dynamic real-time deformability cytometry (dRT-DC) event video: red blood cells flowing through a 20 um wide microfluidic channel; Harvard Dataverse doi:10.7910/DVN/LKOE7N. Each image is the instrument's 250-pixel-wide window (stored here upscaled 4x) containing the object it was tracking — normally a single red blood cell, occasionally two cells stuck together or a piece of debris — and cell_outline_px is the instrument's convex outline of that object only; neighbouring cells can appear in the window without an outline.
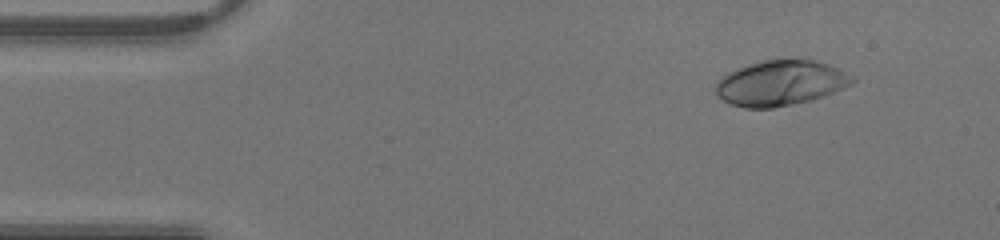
{"species": "human", "species_latin": "Homo sapiens", "temperature_condition": "warm", "stored_images_in_passage": 43, "camera_frame_rate_fps": 3000, "um_per_image_px": 0.085, "donor": {"sex": "male"}, "frame": {"image": 1, "passage_image": 5, "time_ms": 1.333, "image_size_px": [1000, 240], "cell_outline_px": [[856, 80], [852, 84], [832, 92], [808, 100], [772, 108], [744, 108], [732, 104], [716, 96], [716, 80], [728, 72], [736, 68], [748, 64], [764, 60], [812, 60], [828, 64], [840, 68], [852, 76]], "centroid_in_image_um": [66.3, 7.05], "position_along_channel_um": 18.7, "area_um2": 35.66}}
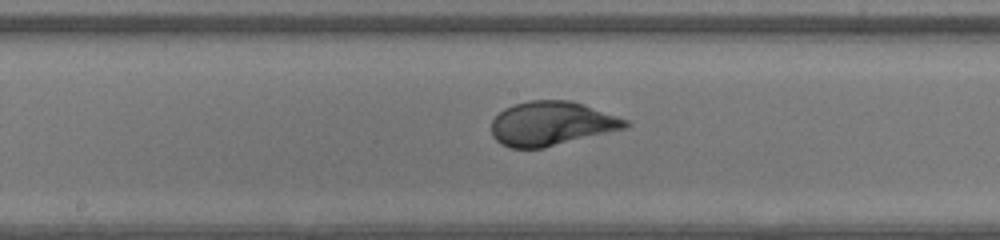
{"frame": {"image": 2, "passage_image": 22, "time_ms": 7.0, "image_size_px": [1000, 240], "cell_outline_px": [[632, 124], [628, 128], [544, 148], [512, 148], [500, 144], [492, 136], [492, 120], [504, 108], [512, 104], [528, 100], [572, 100], [584, 104], [628, 120]], "centroid_in_image_um": [46.9, 10.5], "position_along_channel_um": 201.3, "area_um2": 34.8}}
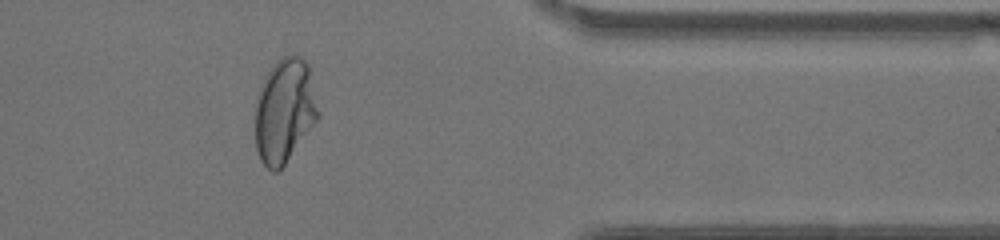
{"frame": {"image": 3, "passage_image": 35, "time_ms": 11.333, "image_size_px": [1000, 240], "cell_outline_px": [[320, 116], [284, 164], [276, 172], [272, 172], [260, 160], [256, 148], [256, 96], [264, 76], [276, 60], [280, 56], [292, 52], [296, 52], [308, 64], [320, 112]], "centroid_in_image_um": [24.19, 9.34], "position_along_channel_um": 387.2, "area_um2": 38.55}}